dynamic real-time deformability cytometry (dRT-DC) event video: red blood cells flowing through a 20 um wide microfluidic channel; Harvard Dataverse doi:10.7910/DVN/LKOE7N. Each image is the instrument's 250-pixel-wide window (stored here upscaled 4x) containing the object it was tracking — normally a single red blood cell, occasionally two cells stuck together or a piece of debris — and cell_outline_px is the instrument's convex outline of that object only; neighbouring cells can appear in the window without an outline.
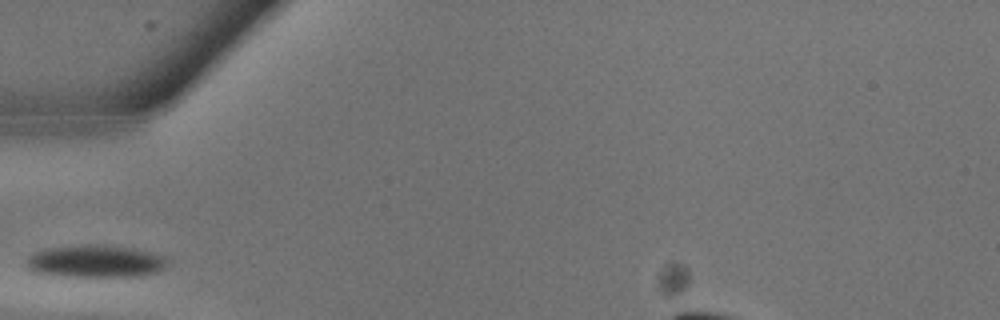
{"species": "common noctule bat (a hibernating species)", "species_latin": "Nyctalus noctula", "temperature_condition": "warm", "stored_images_in_passage": 6, "camera_frame_rate_fps": 3000, "um_per_image_px": 0.085, "animal": {"sex": "male", "body_mass_g": 13.3}, "frame": {"image": 1, "passage_image": 2, "time_ms": 0.333, "image_size_px": [1000, 320], "cell_outline_px": [[168, 260], [164, 268], [156, 272], [140, 276], [52, 276], [32, 272], [24, 264], [28, 256], [36, 252], [48, 248], [76, 244], [116, 244], [136, 248], [152, 252], [164, 256]], "centroid_in_image_um": [8.09, 22.19], "position_along_channel_um": 76.9, "area_um2": 27.4}}
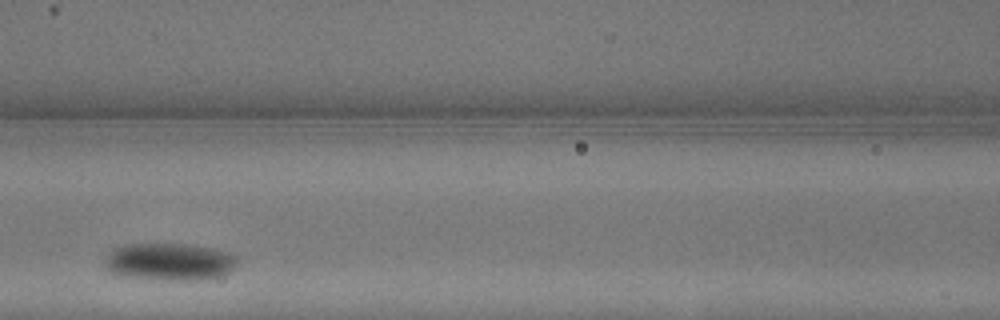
{"frame": {"image": 2, "passage_image": 5, "time_ms": 1.333, "image_size_px": [1000, 320], "cell_outline_px": [[236, 264], [228, 272], [220, 276], [200, 280], [168, 280], [116, 276], [108, 272], [104, 268], [104, 260], [108, 252], [112, 248], [128, 244], [188, 244], [236, 252]], "centroid_in_image_um": [14.36, 22.25], "position_along_channel_um": 152.2, "area_um2": 29.48}}